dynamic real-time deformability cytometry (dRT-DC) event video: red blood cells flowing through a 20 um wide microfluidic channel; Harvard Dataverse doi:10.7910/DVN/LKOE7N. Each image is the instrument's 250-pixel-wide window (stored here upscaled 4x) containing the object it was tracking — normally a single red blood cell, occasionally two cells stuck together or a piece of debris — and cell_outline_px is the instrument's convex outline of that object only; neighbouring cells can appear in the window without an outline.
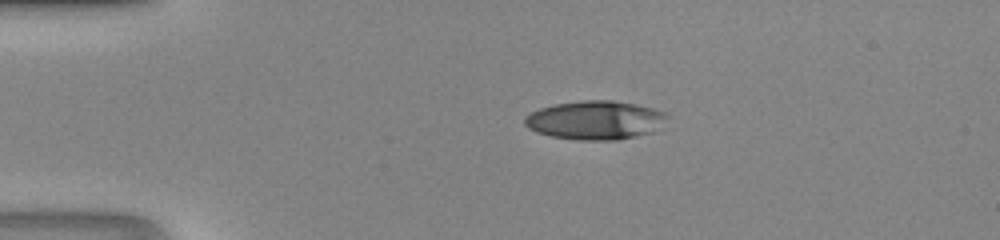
{"species": "human", "species_latin": "Homo sapiens", "temperature_condition": "room temperature", "stored_images_in_passage": 35, "camera_frame_rate_fps": 3000, "um_per_image_px": 0.085, "donor": {"sex": "male"}, "frame": {"image": 1, "passage_image": 1, "time_ms": 0.0, "image_size_px": [1000, 240], "cell_outline_px": [[668, 116], [652, 132], [636, 136], [616, 140], [576, 140], [552, 136], [536, 132], [528, 128], [524, 124], [524, 116], [540, 108], [556, 104], [580, 100], [612, 100], [636, 104], [652, 108], [664, 112]], "centroid_in_image_um": [50.55, 10.21], "position_along_channel_um": 34.5, "area_um2": 32.02}}
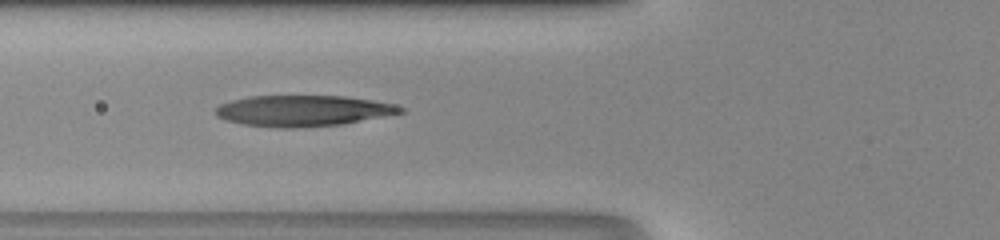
{"frame": {"image": 2, "passage_image": 9, "time_ms": 2.667, "image_size_px": [1000, 240], "cell_outline_px": [[404, 112], [344, 124], [304, 128], [276, 128], [244, 124], [224, 120], [216, 116], [216, 108], [220, 104], [232, 100], [248, 96], [344, 96], [372, 100], [392, 104], [404, 108]], "centroid_in_image_um": [25.73, 9.42], "position_along_channel_um": 100.1, "area_um2": 33.47}}
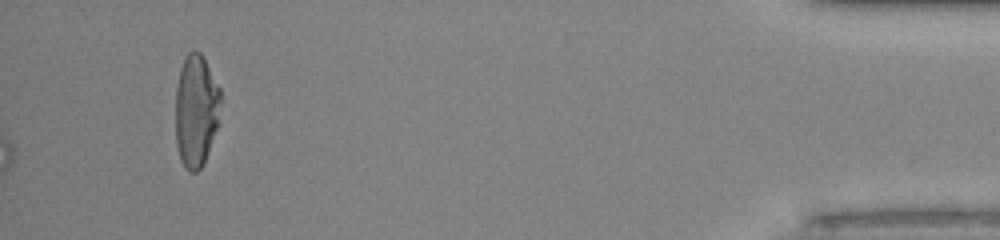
{"frame": {"image": 3, "passage_image": 35, "time_ms": 11.333, "image_size_px": [1000, 240], "cell_outline_px": [[220, 124], [204, 160], [200, 168], [196, 172], [188, 172], [184, 168], [180, 160], [176, 144], [176, 88], [180, 68], [184, 56], [188, 52], [200, 52], [220, 88]], "centroid_in_image_um": [16.66, 9.43], "position_along_channel_um": 418.5, "area_um2": 29.82}}